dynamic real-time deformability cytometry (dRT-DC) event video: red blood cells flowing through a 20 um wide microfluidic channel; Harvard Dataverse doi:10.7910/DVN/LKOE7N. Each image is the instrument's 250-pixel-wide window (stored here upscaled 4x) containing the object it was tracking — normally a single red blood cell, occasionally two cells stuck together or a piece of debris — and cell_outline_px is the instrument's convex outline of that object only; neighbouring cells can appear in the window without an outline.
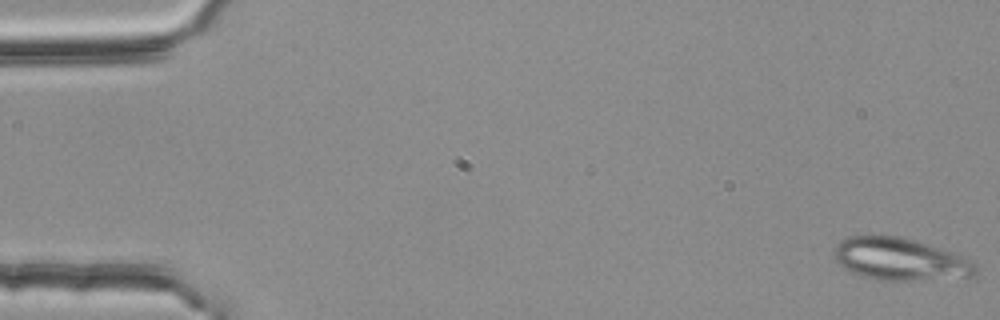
{"species": "common noctule bat (a hibernating species)", "species_latin": "Nyctalus noctula", "temperature_condition": "room temperature", "stored_images_in_passage": 5, "segment_of_instrument_passage": [2, 2], "camera_frame_rate_fps": 3000, "um_per_image_px": 0.085, "animal": {"sex": "female", "body_mass_g": 25.1}, "frame": {"image": 1, "passage_image": 5, "time_ms": 1.333, "image_size_px": [1000, 320], "cell_outline_px": [[976, 276], [912, 280], [876, 280], [860, 276], [844, 268], [832, 256], [836, 244], [840, 240], [848, 236], [872, 232], [900, 236], [956, 252], [972, 260], [976, 264]], "centroid_in_image_um": [76.46, 21.98], "position_along_channel_um": 8.5, "area_um2": 35.89}}